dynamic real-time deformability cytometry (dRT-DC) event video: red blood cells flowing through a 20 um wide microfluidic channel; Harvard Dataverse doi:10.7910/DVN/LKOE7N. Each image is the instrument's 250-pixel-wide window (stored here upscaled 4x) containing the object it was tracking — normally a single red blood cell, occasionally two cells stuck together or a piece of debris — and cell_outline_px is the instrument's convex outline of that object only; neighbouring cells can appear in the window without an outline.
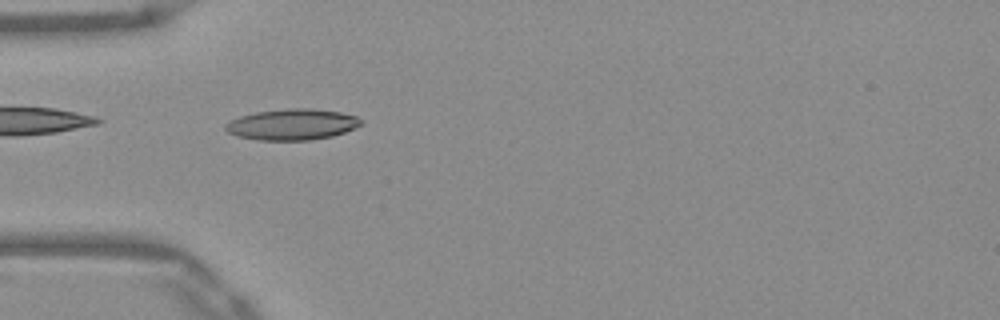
{"species": "Egyptian fruit bat (a non-hibernating species)", "species_latin": "Rousettus aegyptiacus", "temperature_condition": "warm", "stored_images_in_passage": 45, "camera_frame_rate_fps": 3000, "um_per_image_px": 0.085, "frame": {"image": 1, "passage_image": 9, "time_ms": 2.667, "image_size_px": [1000, 320], "cell_outline_px": [[364, 124], [344, 132], [332, 136], [312, 140], [260, 140], [236, 136], [228, 132], [224, 128], [224, 124], [240, 116], [256, 112], [288, 108], [308, 108], [340, 112], [356, 116], [364, 120]], "centroid_in_image_um": [24.85, 10.58], "position_along_channel_um": 60.1, "area_um2": 24.57}}
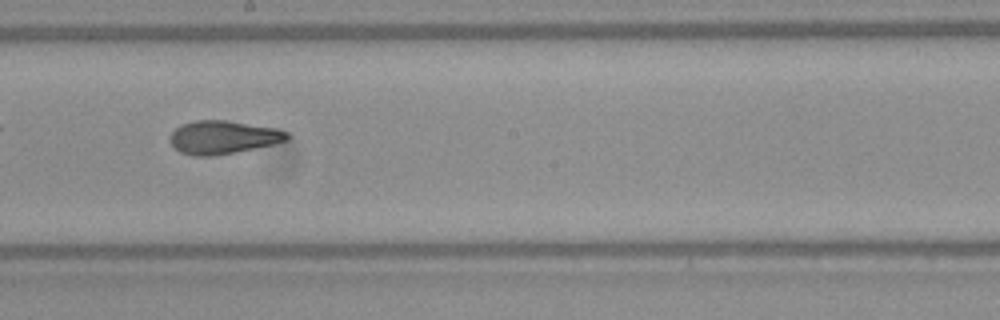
{"frame": {"image": 2, "passage_image": 22, "time_ms": 7.0, "image_size_px": [1000, 320], "cell_outline_px": [[288, 140], [272, 144], [212, 156], [192, 156], [180, 152], [168, 140], [172, 132], [180, 124], [196, 120], [224, 120], [276, 128], [288, 132]], "centroid_in_image_um": [18.91, 11.66], "position_along_channel_um": 229.3, "area_um2": 22.43}}
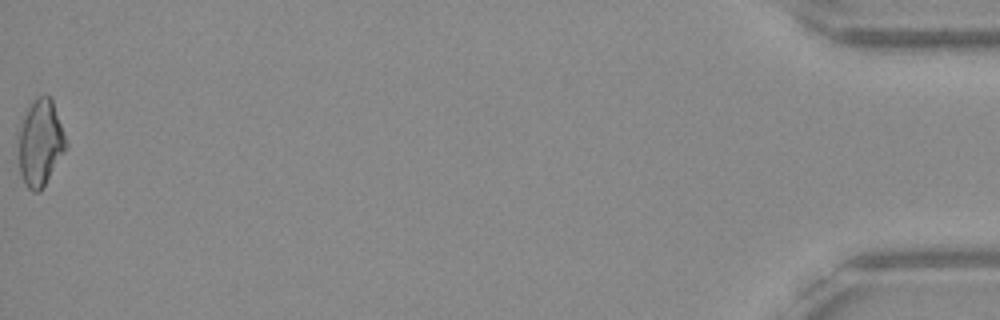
{"frame": {"image": 3, "passage_image": 45, "time_ms": 14.667, "image_size_px": [1000, 320], "cell_outline_px": [[68, 148], [40, 192], [32, 192], [24, 184], [20, 172], [16, 132], [28, 108], [36, 96], [48, 96], [52, 100], [68, 144]], "centroid_in_image_um": [3.4, 12.17], "position_along_channel_um": 431.8, "area_um2": 24.33}, "authors_computed_cell_mechanics": {"area_um2": 22.4264, "velocity_mm_per_s": 3.9435, "shape_relaxation_time_tau1_ms": null, "shape_relaxation_time_tau2_ms": 1.7267, "deformation_change_tau1": null, "deformation_change_tau2": 0.0872}}